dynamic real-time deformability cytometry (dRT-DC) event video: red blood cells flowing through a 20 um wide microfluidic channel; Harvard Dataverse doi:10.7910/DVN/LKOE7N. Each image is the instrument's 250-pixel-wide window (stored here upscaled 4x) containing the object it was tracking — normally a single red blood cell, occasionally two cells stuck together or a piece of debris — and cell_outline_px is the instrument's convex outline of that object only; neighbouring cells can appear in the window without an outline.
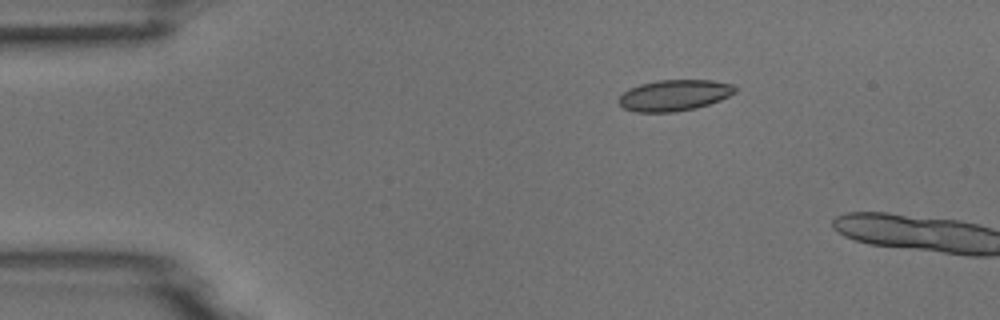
{"species": "common noctule bat (a hibernating species)", "species_latin": "Nyctalus noctula", "temperature_condition": "room temperature", "stored_images_in_passage": 2, "camera_frame_rate_fps": 3000, "um_per_image_px": 0.085, "animal": {"sex": "male", "body_mass_g": 18.8}, "frame": {"image": 1, "passage_image": 1, "time_ms": 0.0, "image_size_px": [1000, 320], "cell_outline_px": [[736, 92], [720, 100], [696, 108], [676, 112], [636, 112], [624, 108], [620, 104], [620, 96], [628, 88], [640, 84], [656, 80], [712, 80], [732, 84], [736, 88]], "centroid_in_image_um": [57.32, 8.09], "position_along_channel_um": 27.7, "area_um2": 21.04}}